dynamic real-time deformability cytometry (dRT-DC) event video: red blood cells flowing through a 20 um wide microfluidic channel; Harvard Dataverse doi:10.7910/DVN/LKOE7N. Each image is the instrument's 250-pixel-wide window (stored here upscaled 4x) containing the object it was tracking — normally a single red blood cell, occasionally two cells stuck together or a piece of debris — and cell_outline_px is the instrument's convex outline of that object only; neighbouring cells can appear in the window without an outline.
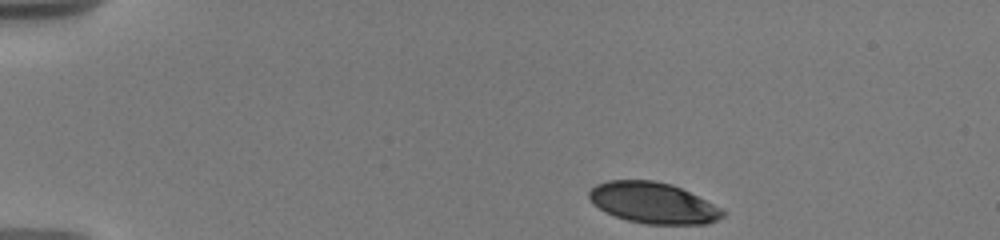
{"species": "human", "species_latin": "Homo sapiens", "temperature_condition": "warm", "stored_images_in_passage": 20, "camera_frame_rate_fps": 3000, "um_per_image_px": 0.085, "donor": {"sex": "male"}, "frame": {"image": 1, "passage_image": 1, "time_ms": 0.0, "image_size_px": [1000, 240], "cell_outline_px": [[724, 216], [708, 224], [644, 224], [628, 220], [604, 212], [592, 204], [588, 196], [588, 192], [596, 184], [608, 180], [652, 180], [672, 184], [724, 208]], "centroid_in_image_um": [55.51, 17.25], "position_along_channel_um": 29.5, "area_um2": 32.14}}
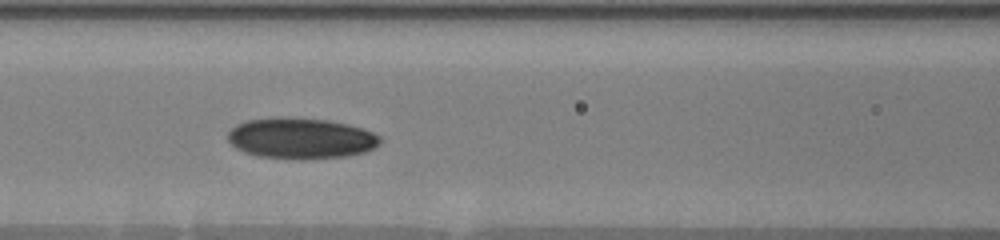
{"frame": {"image": 2, "passage_image": 12, "time_ms": 5.333, "image_size_px": [1000, 240], "cell_outline_px": [[380, 144], [364, 152], [348, 156], [304, 160], [300, 160], [256, 156], [244, 152], [236, 148], [228, 140], [228, 132], [236, 124], [244, 120], [280, 116], [288, 116], [328, 120], [348, 124], [372, 132], [380, 136]], "centroid_in_image_um": [25.54, 11.75], "position_along_channel_um": 141.1, "area_um2": 36.82}}
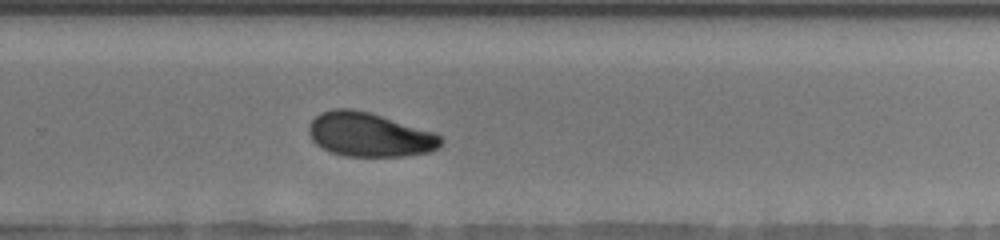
{"frame": {"image": 3, "passage_image": 20, "time_ms": 9.667, "image_size_px": [1000, 240], "cell_outline_px": [[440, 144], [436, 148], [428, 152], [404, 156], [344, 156], [320, 148], [312, 140], [308, 132], [308, 124], [320, 112], [332, 108], [352, 108], [368, 112], [432, 132], [440, 136]], "centroid_in_image_um": [31.3, 11.44], "position_along_channel_um": 298.5, "area_um2": 33.58}}